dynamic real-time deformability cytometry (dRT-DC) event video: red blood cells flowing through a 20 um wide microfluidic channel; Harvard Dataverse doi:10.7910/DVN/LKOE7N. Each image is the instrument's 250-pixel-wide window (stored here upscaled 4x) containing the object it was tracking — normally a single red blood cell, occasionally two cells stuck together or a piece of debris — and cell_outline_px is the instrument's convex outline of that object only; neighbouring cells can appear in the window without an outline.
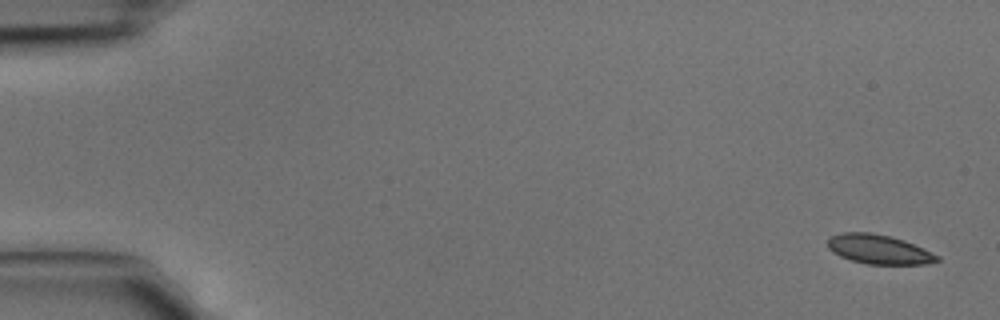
{"species": "common noctule bat (a hibernating species)", "species_latin": "Nyctalus noctula", "temperature_condition": "cold", "stored_images_in_passage": 4, "camera_frame_rate_fps": 3000, "um_per_image_px": 0.085, "animal": {"sex": "male", "body_mass_g": 15.6}, "frame": {"image": 1, "passage_image": 1, "time_ms": 0.0, "image_size_px": [1000, 320], "cell_outline_px": [[940, 260], [924, 264], [868, 264], [852, 260], [840, 256], [832, 252], [828, 248], [828, 236], [840, 232], [872, 232], [904, 240], [924, 248], [940, 256]], "centroid_in_image_um": [74.68, 21.18], "position_along_channel_um": 10.3, "area_um2": 18.79}}
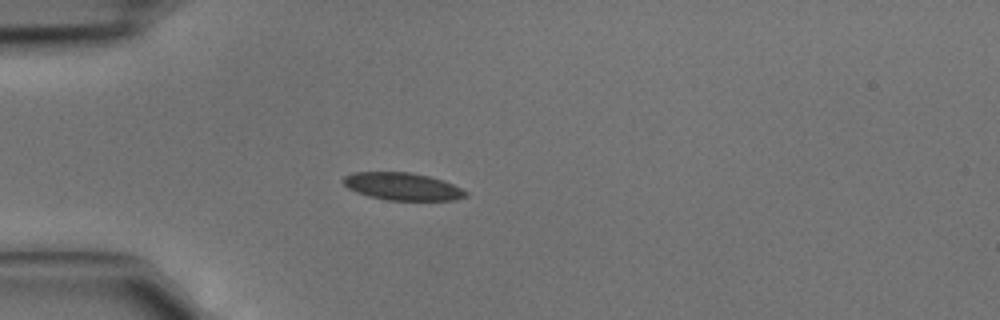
{"frame": {"image": 2, "passage_image": 4, "time_ms": 1.0, "image_size_px": [1000, 320], "cell_outline_px": [[468, 196], [456, 200], [388, 200], [368, 196], [356, 192], [348, 188], [340, 180], [344, 176], [352, 172], [412, 172], [444, 180], [468, 192]], "centroid_in_image_um": [34.19, 15.84], "position_along_channel_um": 50.8, "area_um2": 19.77}}